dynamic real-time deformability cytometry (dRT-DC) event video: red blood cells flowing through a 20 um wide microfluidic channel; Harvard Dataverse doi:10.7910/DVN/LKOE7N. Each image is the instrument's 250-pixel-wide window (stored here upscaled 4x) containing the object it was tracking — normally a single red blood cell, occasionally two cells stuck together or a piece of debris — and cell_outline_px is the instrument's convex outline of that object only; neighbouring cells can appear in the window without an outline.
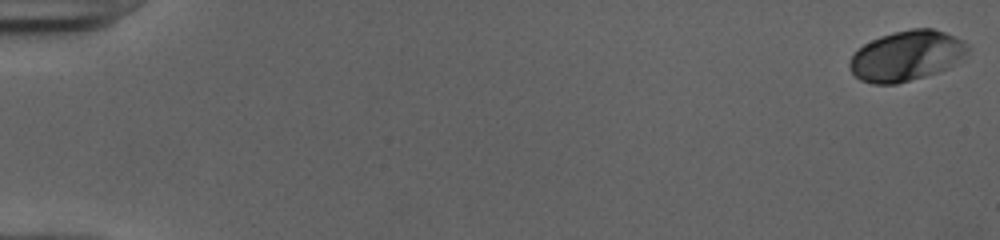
{"species": "human", "species_latin": "Homo sapiens", "temperature_condition": "cold", "stored_images_in_passage": 53, "camera_frame_rate_fps": 3000, "um_per_image_px": 0.085, "donor": {"sex": "female"}, "frame": {"image": 1, "passage_image": 1, "time_ms": 0.0, "image_size_px": [1000, 240], "cell_outline_px": [[968, 52], [964, 56], [948, 68], [924, 76], [896, 84], [872, 84], [860, 80], [852, 72], [848, 64], [852, 56], [864, 44], [880, 36], [892, 32], [912, 28], [932, 28], [944, 32], [964, 40], [968, 44]], "centroid_in_image_um": [77.06, 4.74], "position_along_channel_um": 7.9, "area_um2": 34.39}}
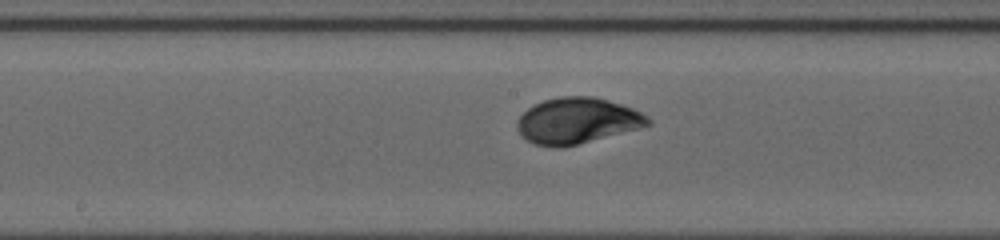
{"frame": {"image": 2, "passage_image": 29, "time_ms": 9.333, "image_size_px": [1000, 240], "cell_outline_px": [[652, 124], [564, 148], [552, 148], [532, 144], [520, 136], [516, 128], [516, 124], [520, 116], [532, 104], [544, 100], [560, 96], [592, 96], [608, 100], [632, 108], [648, 116], [652, 120]], "centroid_in_image_um": [49.0, 10.27], "position_along_channel_um": 199.2, "area_um2": 35.26}}
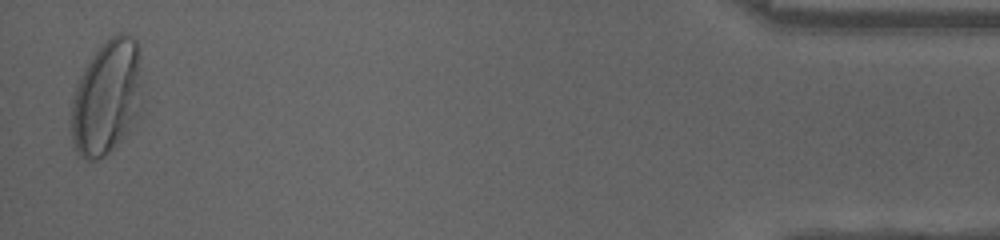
{"frame": {"image": 3, "passage_image": 52, "time_ms": 17.0, "image_size_px": [1000, 240], "cell_outline_px": [[140, 108], [120, 140], [104, 156], [96, 160], [84, 160], [76, 152], [72, 140], [72, 96], [76, 80], [92, 56], [104, 40], [108, 36], [120, 32], [124, 32], [132, 36], [136, 40], [140, 48]], "centroid_in_image_um": [9.04, 8.21], "position_along_channel_um": 426.2, "area_um2": 47.4}, "authors_computed_cell_mechanics": {"area_um2": 34.2176, "velocity_mm_per_s": 3.9705, "shape_relaxation_time_tau1_ms": 2.844, "shape_relaxation_time_tau2_ms": null, "deformation_change_tau1": 0.1588, "deformation_change_tau2": null}}